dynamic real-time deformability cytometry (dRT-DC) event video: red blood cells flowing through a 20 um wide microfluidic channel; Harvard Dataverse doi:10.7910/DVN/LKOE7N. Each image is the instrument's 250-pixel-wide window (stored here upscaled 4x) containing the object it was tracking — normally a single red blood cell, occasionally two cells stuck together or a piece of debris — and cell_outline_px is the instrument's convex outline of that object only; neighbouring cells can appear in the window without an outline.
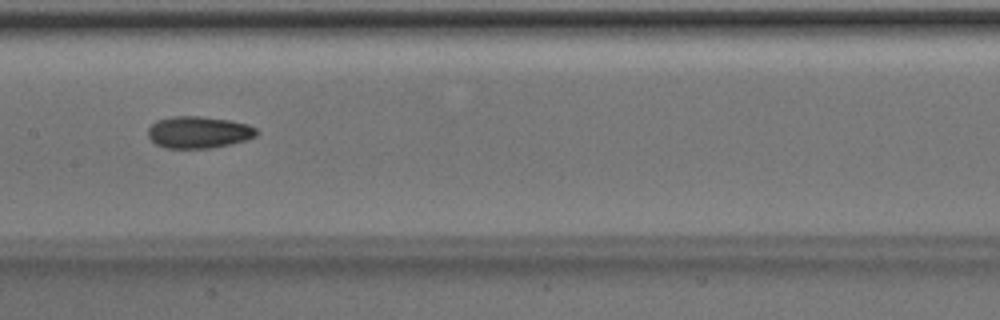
{"species": "Egyptian fruit bat (a non-hibernating species)", "species_latin": "Rousettus aegyptiacus", "temperature_condition": "room temperature", "stored_images_in_passage": 51, "camera_frame_rate_fps": 3000, "um_per_image_px": 0.085, "animal": {"sex": "male"}, "frame": {"image": 1, "passage_image": 26, "time_ms": 8.333, "image_size_px": [1000, 320], "cell_outline_px": [[260, 132], [256, 136], [248, 140], [232, 144], [212, 148], [164, 148], [156, 144], [148, 136], [148, 128], [156, 120], [172, 116], [200, 116], [228, 120], [248, 124], [256, 128]], "centroid_in_image_um": [16.91, 11.24], "position_along_channel_um": 190.5, "area_um2": 20.4}}
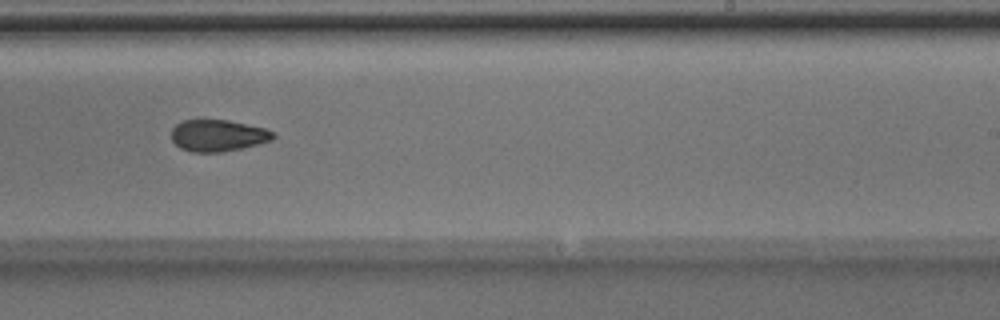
{"frame": {"image": 2, "passage_image": 32, "time_ms": 10.333, "image_size_px": [1000, 320], "cell_outline_px": [[276, 136], [272, 140], [240, 148], [220, 152], [192, 152], [180, 148], [172, 140], [172, 128], [180, 120], [228, 120], [264, 128], [272, 132]], "centroid_in_image_um": [18.49, 11.51], "position_along_channel_um": 270.5, "area_um2": 18.61}}
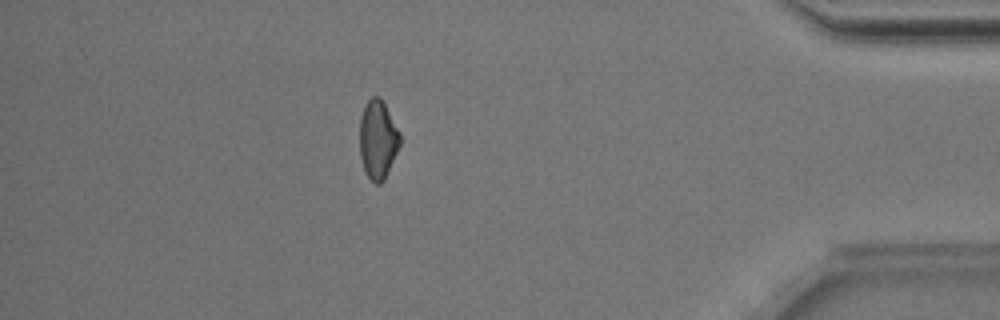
{"frame": {"image": 3, "passage_image": 45, "time_ms": 14.667, "image_size_px": [1000, 320], "cell_outline_px": [[400, 144], [384, 180], [380, 184], [376, 184], [368, 176], [364, 168], [360, 156], [360, 116], [364, 104], [372, 96], [380, 96], [400, 132]], "centroid_in_image_um": [32.11, 11.83], "position_along_channel_um": 403.1, "area_um2": 18.38}, "authors_computed_cell_mechanics": {"area_um2": 19.074, "velocity_mm_per_s": 4.0274, "shape_relaxation_time_tau1_ms": 3.8391, "shape_relaxation_time_tau2_ms": 4.8584, "deformation_change_tau1": 0.1196, "deformation_change_tau2": 0.1135}}